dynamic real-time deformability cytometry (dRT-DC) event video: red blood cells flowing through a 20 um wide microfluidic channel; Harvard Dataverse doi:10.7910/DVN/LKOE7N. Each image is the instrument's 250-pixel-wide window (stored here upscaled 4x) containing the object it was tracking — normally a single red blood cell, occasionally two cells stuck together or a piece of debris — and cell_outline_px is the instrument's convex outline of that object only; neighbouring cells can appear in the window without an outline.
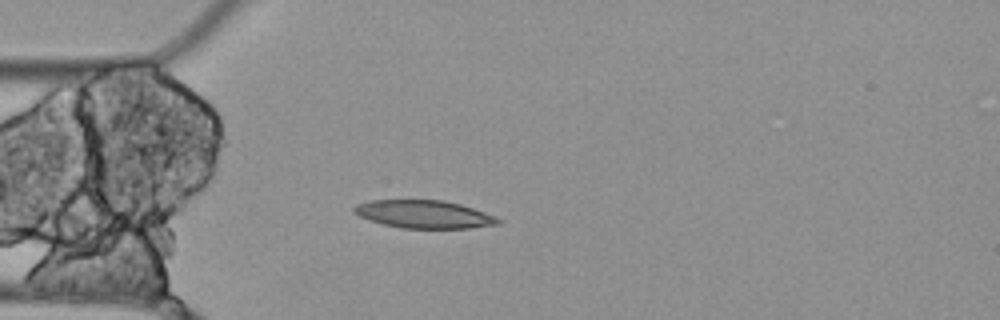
{"species": "Egyptian fruit bat (a non-hibernating species)", "species_latin": "Rousettus aegyptiacus", "temperature_condition": "cold", "stored_images_in_passage": 5, "camera_frame_rate_fps": 3000, "um_per_image_px": 0.085, "animal": {"sex": "female"}, "frame": {"image": 1, "passage_image": 4, "time_ms": 1.0, "image_size_px": [1000, 320], "cell_outline_px": [[500, 224], [468, 228], [404, 228], [384, 224], [368, 220], [352, 212], [352, 208], [356, 204], [368, 200], [444, 200], [460, 204], [496, 216], [500, 220]], "centroid_in_image_um": [36.01, 18.2], "position_along_channel_um": 49.0, "area_um2": 23.41}}